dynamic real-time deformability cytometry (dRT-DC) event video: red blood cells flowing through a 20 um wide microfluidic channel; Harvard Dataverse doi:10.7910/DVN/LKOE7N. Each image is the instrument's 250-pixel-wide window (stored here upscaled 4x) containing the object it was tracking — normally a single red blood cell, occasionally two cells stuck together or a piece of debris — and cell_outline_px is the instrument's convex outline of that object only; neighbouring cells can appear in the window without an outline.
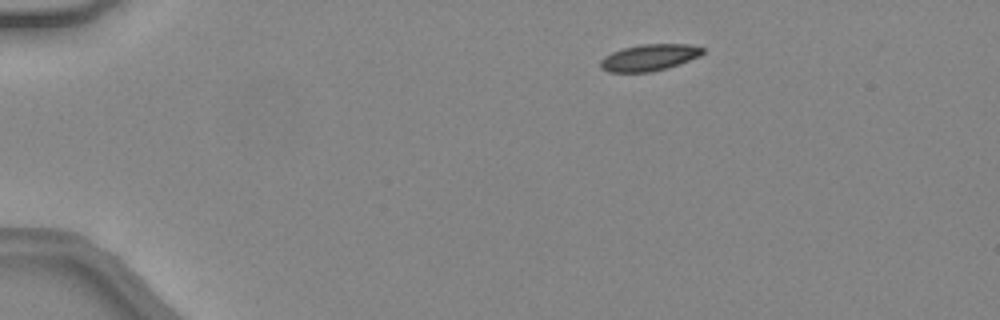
{"species": "common noctule bat (a hibernating species)", "species_latin": "Nyctalus noctula", "temperature_condition": "warm", "stored_images_in_passage": 39, "camera_frame_rate_fps": 3000, "um_per_image_px": 0.085, "animal": {"sex": "female", "body_mass_g": 24.6, "forearm_length_mm": 56.2}, "frame": {"image": 1, "passage_image": 1, "time_ms": 0.0, "image_size_px": [1000, 320], "cell_outline_px": [[704, 52], [700, 56], [668, 68], [652, 72], [608, 72], [600, 68], [600, 60], [604, 56], [612, 52], [624, 48], [640, 44], [688, 44], [704, 48]], "centroid_in_image_um": [55.17, 4.89], "position_along_channel_um": 29.8, "area_um2": 15.9}}
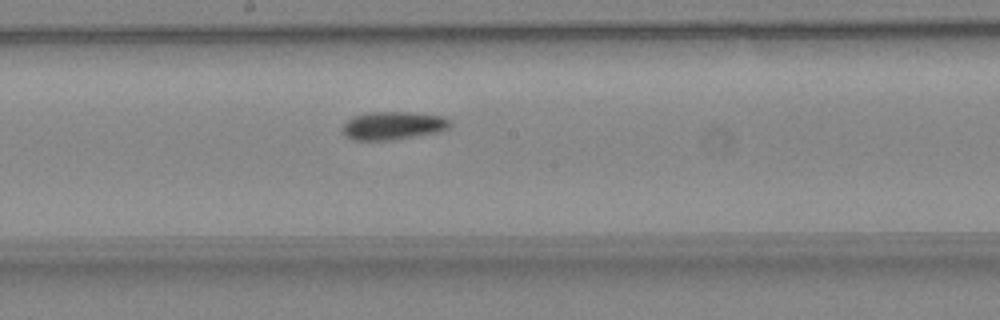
{"frame": {"image": 2, "passage_image": 19, "time_ms": 6.0, "image_size_px": [1000, 320], "cell_outline_px": [[452, 124], [448, 128], [440, 132], [392, 140], [352, 140], [344, 136], [340, 128], [344, 120], [352, 116], [368, 112], [412, 112], [444, 116], [452, 120]], "centroid_in_image_um": [33.37, 10.67], "position_along_channel_um": 214.8, "area_um2": 18.21}}
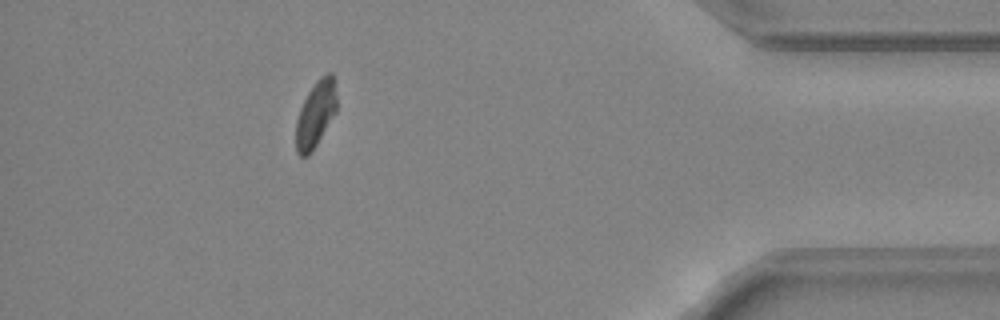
{"frame": {"image": 3, "passage_image": 35, "time_ms": 11.333, "image_size_px": [1000, 320], "cell_outline_px": [[336, 112], [312, 152], [308, 156], [300, 156], [296, 152], [296, 120], [300, 108], [308, 92], [316, 80], [320, 76], [328, 72], [332, 72], [336, 96]], "centroid_in_image_um": [26.82, 9.71], "position_along_channel_um": 408.4, "area_um2": 15.72}, "authors_computed_cell_mechanics": {"area_um2": 16.8776, "velocity_mm_per_s": 4.4264, "shape_relaxation_time_tau1_ms": null, "shape_relaxation_time_tau2_ms": 9.1437, "deformation_change_tau1": null, "deformation_change_tau2": 0.132}}